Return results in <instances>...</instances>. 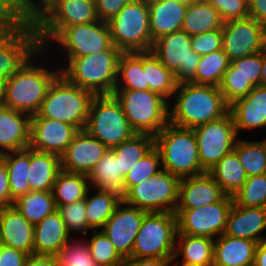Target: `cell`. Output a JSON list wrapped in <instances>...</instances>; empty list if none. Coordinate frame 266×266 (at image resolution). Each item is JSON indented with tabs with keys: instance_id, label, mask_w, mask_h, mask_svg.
Listing matches in <instances>:
<instances>
[{
	"instance_id": "cell-1",
	"label": "cell",
	"mask_w": 266,
	"mask_h": 266,
	"mask_svg": "<svg viewBox=\"0 0 266 266\" xmlns=\"http://www.w3.org/2000/svg\"><path fill=\"white\" fill-rule=\"evenodd\" d=\"M172 99L173 103L169 102V122L183 128L194 129L217 120L230 108L219 87L212 85L179 83Z\"/></svg>"
},
{
	"instance_id": "cell-2",
	"label": "cell",
	"mask_w": 266,
	"mask_h": 266,
	"mask_svg": "<svg viewBox=\"0 0 266 266\" xmlns=\"http://www.w3.org/2000/svg\"><path fill=\"white\" fill-rule=\"evenodd\" d=\"M123 52L112 45L104 52L76 58H66L61 74L72 84L94 95H111L115 91L118 63Z\"/></svg>"
},
{
	"instance_id": "cell-3",
	"label": "cell",
	"mask_w": 266,
	"mask_h": 266,
	"mask_svg": "<svg viewBox=\"0 0 266 266\" xmlns=\"http://www.w3.org/2000/svg\"><path fill=\"white\" fill-rule=\"evenodd\" d=\"M32 58L34 57L31 56L12 77L7 79L3 104L31 116L39 112L50 86L61 74L60 68L50 70L40 66L38 60L35 62Z\"/></svg>"
},
{
	"instance_id": "cell-4",
	"label": "cell",
	"mask_w": 266,
	"mask_h": 266,
	"mask_svg": "<svg viewBox=\"0 0 266 266\" xmlns=\"http://www.w3.org/2000/svg\"><path fill=\"white\" fill-rule=\"evenodd\" d=\"M30 20L36 27L40 47L48 49L66 27L88 24L99 19L95 0H48Z\"/></svg>"
},
{
	"instance_id": "cell-5",
	"label": "cell",
	"mask_w": 266,
	"mask_h": 266,
	"mask_svg": "<svg viewBox=\"0 0 266 266\" xmlns=\"http://www.w3.org/2000/svg\"><path fill=\"white\" fill-rule=\"evenodd\" d=\"M155 147L161 154L162 169L180 179L206 173L201 167L193 129L175 126L169 122L155 136Z\"/></svg>"
},
{
	"instance_id": "cell-6",
	"label": "cell",
	"mask_w": 266,
	"mask_h": 266,
	"mask_svg": "<svg viewBox=\"0 0 266 266\" xmlns=\"http://www.w3.org/2000/svg\"><path fill=\"white\" fill-rule=\"evenodd\" d=\"M94 96L60 74L50 86L39 112L31 117L51 118L84 130Z\"/></svg>"
},
{
	"instance_id": "cell-7",
	"label": "cell",
	"mask_w": 266,
	"mask_h": 266,
	"mask_svg": "<svg viewBox=\"0 0 266 266\" xmlns=\"http://www.w3.org/2000/svg\"><path fill=\"white\" fill-rule=\"evenodd\" d=\"M132 130L156 136L169 123V102L150 90L115 89Z\"/></svg>"
},
{
	"instance_id": "cell-8",
	"label": "cell",
	"mask_w": 266,
	"mask_h": 266,
	"mask_svg": "<svg viewBox=\"0 0 266 266\" xmlns=\"http://www.w3.org/2000/svg\"><path fill=\"white\" fill-rule=\"evenodd\" d=\"M107 24L113 45L123 53L151 51L153 42L147 0H132Z\"/></svg>"
},
{
	"instance_id": "cell-9",
	"label": "cell",
	"mask_w": 266,
	"mask_h": 266,
	"mask_svg": "<svg viewBox=\"0 0 266 266\" xmlns=\"http://www.w3.org/2000/svg\"><path fill=\"white\" fill-rule=\"evenodd\" d=\"M85 130L108 149L136 134L130 127L120 102L111 95H95L89 108Z\"/></svg>"
},
{
	"instance_id": "cell-10",
	"label": "cell",
	"mask_w": 266,
	"mask_h": 266,
	"mask_svg": "<svg viewBox=\"0 0 266 266\" xmlns=\"http://www.w3.org/2000/svg\"><path fill=\"white\" fill-rule=\"evenodd\" d=\"M177 218L170 212L144 215L131 257L169 259L175 254Z\"/></svg>"
},
{
	"instance_id": "cell-11",
	"label": "cell",
	"mask_w": 266,
	"mask_h": 266,
	"mask_svg": "<svg viewBox=\"0 0 266 266\" xmlns=\"http://www.w3.org/2000/svg\"><path fill=\"white\" fill-rule=\"evenodd\" d=\"M179 183L178 176L162 170L129 188L122 195V201L147 213H174L178 203Z\"/></svg>"
},
{
	"instance_id": "cell-12",
	"label": "cell",
	"mask_w": 266,
	"mask_h": 266,
	"mask_svg": "<svg viewBox=\"0 0 266 266\" xmlns=\"http://www.w3.org/2000/svg\"><path fill=\"white\" fill-rule=\"evenodd\" d=\"M50 49L40 47L34 23L28 20L0 37V77H12L31 56H44ZM41 53V54H40Z\"/></svg>"
},
{
	"instance_id": "cell-13",
	"label": "cell",
	"mask_w": 266,
	"mask_h": 266,
	"mask_svg": "<svg viewBox=\"0 0 266 266\" xmlns=\"http://www.w3.org/2000/svg\"><path fill=\"white\" fill-rule=\"evenodd\" d=\"M152 53L175 75L176 82H190L201 56L191 48V36L185 31H177L159 37L153 42Z\"/></svg>"
},
{
	"instance_id": "cell-14",
	"label": "cell",
	"mask_w": 266,
	"mask_h": 266,
	"mask_svg": "<svg viewBox=\"0 0 266 266\" xmlns=\"http://www.w3.org/2000/svg\"><path fill=\"white\" fill-rule=\"evenodd\" d=\"M233 203V197L226 195L221 201L199 208L176 209L177 233L218 238L225 231Z\"/></svg>"
},
{
	"instance_id": "cell-15",
	"label": "cell",
	"mask_w": 266,
	"mask_h": 266,
	"mask_svg": "<svg viewBox=\"0 0 266 266\" xmlns=\"http://www.w3.org/2000/svg\"><path fill=\"white\" fill-rule=\"evenodd\" d=\"M201 167L208 172L233 151L239 137L230 111L223 117L195 127Z\"/></svg>"
},
{
	"instance_id": "cell-16",
	"label": "cell",
	"mask_w": 266,
	"mask_h": 266,
	"mask_svg": "<svg viewBox=\"0 0 266 266\" xmlns=\"http://www.w3.org/2000/svg\"><path fill=\"white\" fill-rule=\"evenodd\" d=\"M53 41L65 49L66 58L104 52L113 45L108 24L101 20L66 27Z\"/></svg>"
},
{
	"instance_id": "cell-17",
	"label": "cell",
	"mask_w": 266,
	"mask_h": 266,
	"mask_svg": "<svg viewBox=\"0 0 266 266\" xmlns=\"http://www.w3.org/2000/svg\"><path fill=\"white\" fill-rule=\"evenodd\" d=\"M221 31V49L230 62L266 48V26L253 18L226 21Z\"/></svg>"
},
{
	"instance_id": "cell-18",
	"label": "cell",
	"mask_w": 266,
	"mask_h": 266,
	"mask_svg": "<svg viewBox=\"0 0 266 266\" xmlns=\"http://www.w3.org/2000/svg\"><path fill=\"white\" fill-rule=\"evenodd\" d=\"M146 213L135 206L121 201L101 229L113 243L116 251L125 260L132 255L135 240Z\"/></svg>"
},
{
	"instance_id": "cell-19",
	"label": "cell",
	"mask_w": 266,
	"mask_h": 266,
	"mask_svg": "<svg viewBox=\"0 0 266 266\" xmlns=\"http://www.w3.org/2000/svg\"><path fill=\"white\" fill-rule=\"evenodd\" d=\"M78 131L69 123L45 117H31L29 147L61 156Z\"/></svg>"
},
{
	"instance_id": "cell-20",
	"label": "cell",
	"mask_w": 266,
	"mask_h": 266,
	"mask_svg": "<svg viewBox=\"0 0 266 266\" xmlns=\"http://www.w3.org/2000/svg\"><path fill=\"white\" fill-rule=\"evenodd\" d=\"M109 149L85 129L79 130L60 156L61 170L89 175Z\"/></svg>"
},
{
	"instance_id": "cell-21",
	"label": "cell",
	"mask_w": 266,
	"mask_h": 266,
	"mask_svg": "<svg viewBox=\"0 0 266 266\" xmlns=\"http://www.w3.org/2000/svg\"><path fill=\"white\" fill-rule=\"evenodd\" d=\"M226 194L208 173L180 179L176 209H193L221 201Z\"/></svg>"
},
{
	"instance_id": "cell-22",
	"label": "cell",
	"mask_w": 266,
	"mask_h": 266,
	"mask_svg": "<svg viewBox=\"0 0 266 266\" xmlns=\"http://www.w3.org/2000/svg\"><path fill=\"white\" fill-rule=\"evenodd\" d=\"M0 230L4 246L34 255V225L15 206L0 208Z\"/></svg>"
},
{
	"instance_id": "cell-23",
	"label": "cell",
	"mask_w": 266,
	"mask_h": 266,
	"mask_svg": "<svg viewBox=\"0 0 266 266\" xmlns=\"http://www.w3.org/2000/svg\"><path fill=\"white\" fill-rule=\"evenodd\" d=\"M31 115L0 107V155L29 147Z\"/></svg>"
},
{
	"instance_id": "cell-24",
	"label": "cell",
	"mask_w": 266,
	"mask_h": 266,
	"mask_svg": "<svg viewBox=\"0 0 266 266\" xmlns=\"http://www.w3.org/2000/svg\"><path fill=\"white\" fill-rule=\"evenodd\" d=\"M265 229L266 208L244 207L233 203L223 234L259 243L266 239L265 236L260 235Z\"/></svg>"
},
{
	"instance_id": "cell-25",
	"label": "cell",
	"mask_w": 266,
	"mask_h": 266,
	"mask_svg": "<svg viewBox=\"0 0 266 266\" xmlns=\"http://www.w3.org/2000/svg\"><path fill=\"white\" fill-rule=\"evenodd\" d=\"M237 135L240 130L266 127V87L255 88L244 97L235 100L229 108Z\"/></svg>"
},
{
	"instance_id": "cell-26",
	"label": "cell",
	"mask_w": 266,
	"mask_h": 266,
	"mask_svg": "<svg viewBox=\"0 0 266 266\" xmlns=\"http://www.w3.org/2000/svg\"><path fill=\"white\" fill-rule=\"evenodd\" d=\"M152 42L181 30L189 3L178 0H147Z\"/></svg>"
},
{
	"instance_id": "cell-27",
	"label": "cell",
	"mask_w": 266,
	"mask_h": 266,
	"mask_svg": "<svg viewBox=\"0 0 266 266\" xmlns=\"http://www.w3.org/2000/svg\"><path fill=\"white\" fill-rule=\"evenodd\" d=\"M70 238L71 235L56 210L34 225V255L55 256Z\"/></svg>"
},
{
	"instance_id": "cell-28",
	"label": "cell",
	"mask_w": 266,
	"mask_h": 266,
	"mask_svg": "<svg viewBox=\"0 0 266 266\" xmlns=\"http://www.w3.org/2000/svg\"><path fill=\"white\" fill-rule=\"evenodd\" d=\"M257 242L222 234L214 239L213 266H253Z\"/></svg>"
},
{
	"instance_id": "cell-29",
	"label": "cell",
	"mask_w": 266,
	"mask_h": 266,
	"mask_svg": "<svg viewBox=\"0 0 266 266\" xmlns=\"http://www.w3.org/2000/svg\"><path fill=\"white\" fill-rule=\"evenodd\" d=\"M61 171L60 156L30 148L28 182L30 191H52L57 174Z\"/></svg>"
},
{
	"instance_id": "cell-30",
	"label": "cell",
	"mask_w": 266,
	"mask_h": 266,
	"mask_svg": "<svg viewBox=\"0 0 266 266\" xmlns=\"http://www.w3.org/2000/svg\"><path fill=\"white\" fill-rule=\"evenodd\" d=\"M224 21L219 12L206 0H194L188 4L181 30L190 36L222 29Z\"/></svg>"
},
{
	"instance_id": "cell-31",
	"label": "cell",
	"mask_w": 266,
	"mask_h": 266,
	"mask_svg": "<svg viewBox=\"0 0 266 266\" xmlns=\"http://www.w3.org/2000/svg\"><path fill=\"white\" fill-rule=\"evenodd\" d=\"M180 255L181 262L197 266H213L214 239L177 233L174 256L177 258Z\"/></svg>"
},
{
	"instance_id": "cell-32",
	"label": "cell",
	"mask_w": 266,
	"mask_h": 266,
	"mask_svg": "<svg viewBox=\"0 0 266 266\" xmlns=\"http://www.w3.org/2000/svg\"><path fill=\"white\" fill-rule=\"evenodd\" d=\"M92 189L97 192L90 196L91 187L87 191L85 197L86 218L92 230H101L122 201V195L111 190Z\"/></svg>"
},
{
	"instance_id": "cell-33",
	"label": "cell",
	"mask_w": 266,
	"mask_h": 266,
	"mask_svg": "<svg viewBox=\"0 0 266 266\" xmlns=\"http://www.w3.org/2000/svg\"><path fill=\"white\" fill-rule=\"evenodd\" d=\"M125 176L120 173L119 160L109 149L88 175L91 188L124 194Z\"/></svg>"
},
{
	"instance_id": "cell-34",
	"label": "cell",
	"mask_w": 266,
	"mask_h": 266,
	"mask_svg": "<svg viewBox=\"0 0 266 266\" xmlns=\"http://www.w3.org/2000/svg\"><path fill=\"white\" fill-rule=\"evenodd\" d=\"M208 173L220 185L223 192L232 197L248 178L234 151L225 155Z\"/></svg>"
},
{
	"instance_id": "cell-35",
	"label": "cell",
	"mask_w": 266,
	"mask_h": 266,
	"mask_svg": "<svg viewBox=\"0 0 266 266\" xmlns=\"http://www.w3.org/2000/svg\"><path fill=\"white\" fill-rule=\"evenodd\" d=\"M143 70H146V83L149 85V90L171 101L178 85L175 75L152 51L143 52Z\"/></svg>"
},
{
	"instance_id": "cell-36",
	"label": "cell",
	"mask_w": 266,
	"mask_h": 266,
	"mask_svg": "<svg viewBox=\"0 0 266 266\" xmlns=\"http://www.w3.org/2000/svg\"><path fill=\"white\" fill-rule=\"evenodd\" d=\"M5 159L9 177V190L11 198L15 201L18 197L30 192L28 174L30 168V147L20 151L2 154Z\"/></svg>"
},
{
	"instance_id": "cell-37",
	"label": "cell",
	"mask_w": 266,
	"mask_h": 266,
	"mask_svg": "<svg viewBox=\"0 0 266 266\" xmlns=\"http://www.w3.org/2000/svg\"><path fill=\"white\" fill-rule=\"evenodd\" d=\"M155 146V137L149 134H134L110 150L119 160L120 173L126 176L129 171Z\"/></svg>"
},
{
	"instance_id": "cell-38",
	"label": "cell",
	"mask_w": 266,
	"mask_h": 266,
	"mask_svg": "<svg viewBox=\"0 0 266 266\" xmlns=\"http://www.w3.org/2000/svg\"><path fill=\"white\" fill-rule=\"evenodd\" d=\"M115 89L149 90L146 70H143V52L123 53L120 56Z\"/></svg>"
},
{
	"instance_id": "cell-39",
	"label": "cell",
	"mask_w": 266,
	"mask_h": 266,
	"mask_svg": "<svg viewBox=\"0 0 266 266\" xmlns=\"http://www.w3.org/2000/svg\"><path fill=\"white\" fill-rule=\"evenodd\" d=\"M90 188L88 175L61 170L56 177L52 193L56 206L85 199Z\"/></svg>"
},
{
	"instance_id": "cell-40",
	"label": "cell",
	"mask_w": 266,
	"mask_h": 266,
	"mask_svg": "<svg viewBox=\"0 0 266 266\" xmlns=\"http://www.w3.org/2000/svg\"><path fill=\"white\" fill-rule=\"evenodd\" d=\"M13 206L33 225L57 210L52 191H30L18 197Z\"/></svg>"
},
{
	"instance_id": "cell-41",
	"label": "cell",
	"mask_w": 266,
	"mask_h": 266,
	"mask_svg": "<svg viewBox=\"0 0 266 266\" xmlns=\"http://www.w3.org/2000/svg\"><path fill=\"white\" fill-rule=\"evenodd\" d=\"M233 151L248 177L266 173V139L248 141L238 137Z\"/></svg>"
},
{
	"instance_id": "cell-42",
	"label": "cell",
	"mask_w": 266,
	"mask_h": 266,
	"mask_svg": "<svg viewBox=\"0 0 266 266\" xmlns=\"http://www.w3.org/2000/svg\"><path fill=\"white\" fill-rule=\"evenodd\" d=\"M230 63L227 54L222 49L203 55L197 66L195 77L190 82L219 87Z\"/></svg>"
},
{
	"instance_id": "cell-43",
	"label": "cell",
	"mask_w": 266,
	"mask_h": 266,
	"mask_svg": "<svg viewBox=\"0 0 266 266\" xmlns=\"http://www.w3.org/2000/svg\"><path fill=\"white\" fill-rule=\"evenodd\" d=\"M86 243L99 266H124L125 259L116 251L113 243L102 230H92L91 239Z\"/></svg>"
},
{
	"instance_id": "cell-44",
	"label": "cell",
	"mask_w": 266,
	"mask_h": 266,
	"mask_svg": "<svg viewBox=\"0 0 266 266\" xmlns=\"http://www.w3.org/2000/svg\"><path fill=\"white\" fill-rule=\"evenodd\" d=\"M233 199L238 206L266 208V173L248 177Z\"/></svg>"
},
{
	"instance_id": "cell-45",
	"label": "cell",
	"mask_w": 266,
	"mask_h": 266,
	"mask_svg": "<svg viewBox=\"0 0 266 266\" xmlns=\"http://www.w3.org/2000/svg\"><path fill=\"white\" fill-rule=\"evenodd\" d=\"M160 151L154 146L125 176L124 193L145 179L151 178L162 171ZM160 166V167H159Z\"/></svg>"
},
{
	"instance_id": "cell-46",
	"label": "cell",
	"mask_w": 266,
	"mask_h": 266,
	"mask_svg": "<svg viewBox=\"0 0 266 266\" xmlns=\"http://www.w3.org/2000/svg\"><path fill=\"white\" fill-rule=\"evenodd\" d=\"M254 88L252 82L237 72V68L231 63L219 85V89L229 105L235 100L247 96Z\"/></svg>"
},
{
	"instance_id": "cell-47",
	"label": "cell",
	"mask_w": 266,
	"mask_h": 266,
	"mask_svg": "<svg viewBox=\"0 0 266 266\" xmlns=\"http://www.w3.org/2000/svg\"><path fill=\"white\" fill-rule=\"evenodd\" d=\"M84 238L70 240L55 255L58 266H99L93 259Z\"/></svg>"
},
{
	"instance_id": "cell-48",
	"label": "cell",
	"mask_w": 266,
	"mask_h": 266,
	"mask_svg": "<svg viewBox=\"0 0 266 266\" xmlns=\"http://www.w3.org/2000/svg\"><path fill=\"white\" fill-rule=\"evenodd\" d=\"M57 211L60 213L61 218L65 224L67 232L80 233L81 236H87L88 231L92 229L87 222L85 213V199L75 201L66 205L57 206Z\"/></svg>"
},
{
	"instance_id": "cell-49",
	"label": "cell",
	"mask_w": 266,
	"mask_h": 266,
	"mask_svg": "<svg viewBox=\"0 0 266 266\" xmlns=\"http://www.w3.org/2000/svg\"><path fill=\"white\" fill-rule=\"evenodd\" d=\"M220 14L224 22L249 17L248 0H206Z\"/></svg>"
},
{
	"instance_id": "cell-50",
	"label": "cell",
	"mask_w": 266,
	"mask_h": 266,
	"mask_svg": "<svg viewBox=\"0 0 266 266\" xmlns=\"http://www.w3.org/2000/svg\"><path fill=\"white\" fill-rule=\"evenodd\" d=\"M231 64L237 68V72L248 78L254 86H260L262 51L236 59Z\"/></svg>"
},
{
	"instance_id": "cell-51",
	"label": "cell",
	"mask_w": 266,
	"mask_h": 266,
	"mask_svg": "<svg viewBox=\"0 0 266 266\" xmlns=\"http://www.w3.org/2000/svg\"><path fill=\"white\" fill-rule=\"evenodd\" d=\"M191 48L200 56L220 50L222 48L221 29L191 36Z\"/></svg>"
},
{
	"instance_id": "cell-52",
	"label": "cell",
	"mask_w": 266,
	"mask_h": 266,
	"mask_svg": "<svg viewBox=\"0 0 266 266\" xmlns=\"http://www.w3.org/2000/svg\"><path fill=\"white\" fill-rule=\"evenodd\" d=\"M0 18L10 28L20 27L30 20L15 0H0Z\"/></svg>"
},
{
	"instance_id": "cell-53",
	"label": "cell",
	"mask_w": 266,
	"mask_h": 266,
	"mask_svg": "<svg viewBox=\"0 0 266 266\" xmlns=\"http://www.w3.org/2000/svg\"><path fill=\"white\" fill-rule=\"evenodd\" d=\"M131 1L132 0H95L98 19L108 22Z\"/></svg>"
},
{
	"instance_id": "cell-54",
	"label": "cell",
	"mask_w": 266,
	"mask_h": 266,
	"mask_svg": "<svg viewBox=\"0 0 266 266\" xmlns=\"http://www.w3.org/2000/svg\"><path fill=\"white\" fill-rule=\"evenodd\" d=\"M28 257L22 251L3 245L0 250V266H24Z\"/></svg>"
},
{
	"instance_id": "cell-55",
	"label": "cell",
	"mask_w": 266,
	"mask_h": 266,
	"mask_svg": "<svg viewBox=\"0 0 266 266\" xmlns=\"http://www.w3.org/2000/svg\"><path fill=\"white\" fill-rule=\"evenodd\" d=\"M14 201L11 198L9 190V177L6 168L5 159L0 155V208L11 206Z\"/></svg>"
},
{
	"instance_id": "cell-56",
	"label": "cell",
	"mask_w": 266,
	"mask_h": 266,
	"mask_svg": "<svg viewBox=\"0 0 266 266\" xmlns=\"http://www.w3.org/2000/svg\"><path fill=\"white\" fill-rule=\"evenodd\" d=\"M249 17L266 26V0H248Z\"/></svg>"
},
{
	"instance_id": "cell-57",
	"label": "cell",
	"mask_w": 266,
	"mask_h": 266,
	"mask_svg": "<svg viewBox=\"0 0 266 266\" xmlns=\"http://www.w3.org/2000/svg\"><path fill=\"white\" fill-rule=\"evenodd\" d=\"M171 264V258L159 259L130 257L124 262V266H170Z\"/></svg>"
},
{
	"instance_id": "cell-58",
	"label": "cell",
	"mask_w": 266,
	"mask_h": 266,
	"mask_svg": "<svg viewBox=\"0 0 266 266\" xmlns=\"http://www.w3.org/2000/svg\"><path fill=\"white\" fill-rule=\"evenodd\" d=\"M24 266H58V262L55 256L31 255Z\"/></svg>"
},
{
	"instance_id": "cell-59",
	"label": "cell",
	"mask_w": 266,
	"mask_h": 266,
	"mask_svg": "<svg viewBox=\"0 0 266 266\" xmlns=\"http://www.w3.org/2000/svg\"><path fill=\"white\" fill-rule=\"evenodd\" d=\"M23 12L30 18L48 0H15Z\"/></svg>"
},
{
	"instance_id": "cell-60",
	"label": "cell",
	"mask_w": 266,
	"mask_h": 266,
	"mask_svg": "<svg viewBox=\"0 0 266 266\" xmlns=\"http://www.w3.org/2000/svg\"><path fill=\"white\" fill-rule=\"evenodd\" d=\"M253 266H266V239L257 243Z\"/></svg>"
},
{
	"instance_id": "cell-61",
	"label": "cell",
	"mask_w": 266,
	"mask_h": 266,
	"mask_svg": "<svg viewBox=\"0 0 266 266\" xmlns=\"http://www.w3.org/2000/svg\"><path fill=\"white\" fill-rule=\"evenodd\" d=\"M260 86L266 87V48L262 51V68L260 75Z\"/></svg>"
},
{
	"instance_id": "cell-62",
	"label": "cell",
	"mask_w": 266,
	"mask_h": 266,
	"mask_svg": "<svg viewBox=\"0 0 266 266\" xmlns=\"http://www.w3.org/2000/svg\"><path fill=\"white\" fill-rule=\"evenodd\" d=\"M6 79L0 77V107L3 106L5 100Z\"/></svg>"
},
{
	"instance_id": "cell-63",
	"label": "cell",
	"mask_w": 266,
	"mask_h": 266,
	"mask_svg": "<svg viewBox=\"0 0 266 266\" xmlns=\"http://www.w3.org/2000/svg\"><path fill=\"white\" fill-rule=\"evenodd\" d=\"M11 28L0 18V37L6 34Z\"/></svg>"
},
{
	"instance_id": "cell-64",
	"label": "cell",
	"mask_w": 266,
	"mask_h": 266,
	"mask_svg": "<svg viewBox=\"0 0 266 266\" xmlns=\"http://www.w3.org/2000/svg\"><path fill=\"white\" fill-rule=\"evenodd\" d=\"M176 261V262H175ZM173 262H175L174 263V265L172 264V265H170V266H197V265H193V264H187V263H184V262H181L180 261V259L178 260V259H176V257L175 256H173L172 258H171V263H173ZM180 263V264H179Z\"/></svg>"
},
{
	"instance_id": "cell-65",
	"label": "cell",
	"mask_w": 266,
	"mask_h": 266,
	"mask_svg": "<svg viewBox=\"0 0 266 266\" xmlns=\"http://www.w3.org/2000/svg\"><path fill=\"white\" fill-rule=\"evenodd\" d=\"M3 240H2V236H1V230H0V250H1V247L3 246Z\"/></svg>"
},
{
	"instance_id": "cell-66",
	"label": "cell",
	"mask_w": 266,
	"mask_h": 266,
	"mask_svg": "<svg viewBox=\"0 0 266 266\" xmlns=\"http://www.w3.org/2000/svg\"><path fill=\"white\" fill-rule=\"evenodd\" d=\"M178 1H181V2H184V3H190V2H193L194 0H178Z\"/></svg>"
}]
</instances>
